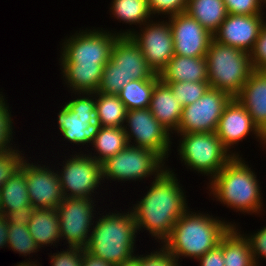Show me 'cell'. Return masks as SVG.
I'll return each mask as SVG.
<instances>
[{
  "instance_id": "52a82bcc",
  "label": "cell",
  "mask_w": 266,
  "mask_h": 266,
  "mask_svg": "<svg viewBox=\"0 0 266 266\" xmlns=\"http://www.w3.org/2000/svg\"><path fill=\"white\" fill-rule=\"evenodd\" d=\"M155 75L133 39L130 36H118L112 48L111 58L103 69L98 92L118 94L130 81L151 79Z\"/></svg>"
},
{
  "instance_id": "cb8c5ba5",
  "label": "cell",
  "mask_w": 266,
  "mask_h": 266,
  "mask_svg": "<svg viewBox=\"0 0 266 266\" xmlns=\"http://www.w3.org/2000/svg\"><path fill=\"white\" fill-rule=\"evenodd\" d=\"M2 214L17 211L24 205H31L25 177V160L18 171L0 188Z\"/></svg>"
},
{
  "instance_id": "7c38bea8",
  "label": "cell",
  "mask_w": 266,
  "mask_h": 266,
  "mask_svg": "<svg viewBox=\"0 0 266 266\" xmlns=\"http://www.w3.org/2000/svg\"><path fill=\"white\" fill-rule=\"evenodd\" d=\"M147 23L140 34L127 30L117 35L130 36L141 49L149 67L159 74L175 55L172 30L169 21Z\"/></svg>"
},
{
  "instance_id": "83f0119b",
  "label": "cell",
  "mask_w": 266,
  "mask_h": 266,
  "mask_svg": "<svg viewBox=\"0 0 266 266\" xmlns=\"http://www.w3.org/2000/svg\"><path fill=\"white\" fill-rule=\"evenodd\" d=\"M96 120L101 127H124L127 109L118 94L96 92Z\"/></svg>"
},
{
  "instance_id": "7402d4cb",
  "label": "cell",
  "mask_w": 266,
  "mask_h": 266,
  "mask_svg": "<svg viewBox=\"0 0 266 266\" xmlns=\"http://www.w3.org/2000/svg\"><path fill=\"white\" fill-rule=\"evenodd\" d=\"M182 108L170 86L160 80L155 85L150 101L152 115L171 133L178 129Z\"/></svg>"
},
{
  "instance_id": "7a4b0ae2",
  "label": "cell",
  "mask_w": 266,
  "mask_h": 266,
  "mask_svg": "<svg viewBox=\"0 0 266 266\" xmlns=\"http://www.w3.org/2000/svg\"><path fill=\"white\" fill-rule=\"evenodd\" d=\"M154 180L147 194L132 207V214L137 230L146 228L163 244L188 207L174 172L166 167Z\"/></svg>"
},
{
  "instance_id": "6da1fadb",
  "label": "cell",
  "mask_w": 266,
  "mask_h": 266,
  "mask_svg": "<svg viewBox=\"0 0 266 266\" xmlns=\"http://www.w3.org/2000/svg\"><path fill=\"white\" fill-rule=\"evenodd\" d=\"M116 33L101 29L82 30L66 39L62 47L61 66L66 84L78 95L98 91L103 69L111 58ZM82 93V94H81Z\"/></svg>"
},
{
  "instance_id": "484cf974",
  "label": "cell",
  "mask_w": 266,
  "mask_h": 266,
  "mask_svg": "<svg viewBox=\"0 0 266 266\" xmlns=\"http://www.w3.org/2000/svg\"><path fill=\"white\" fill-rule=\"evenodd\" d=\"M232 226L223 236L224 266H256L249 241Z\"/></svg>"
},
{
  "instance_id": "f6af8a7d",
  "label": "cell",
  "mask_w": 266,
  "mask_h": 266,
  "mask_svg": "<svg viewBox=\"0 0 266 266\" xmlns=\"http://www.w3.org/2000/svg\"><path fill=\"white\" fill-rule=\"evenodd\" d=\"M114 266H139V259L136 256H133L129 260L123 261Z\"/></svg>"
},
{
  "instance_id": "e575fe53",
  "label": "cell",
  "mask_w": 266,
  "mask_h": 266,
  "mask_svg": "<svg viewBox=\"0 0 266 266\" xmlns=\"http://www.w3.org/2000/svg\"><path fill=\"white\" fill-rule=\"evenodd\" d=\"M228 14L256 15L263 14L262 3L264 0H223Z\"/></svg>"
},
{
  "instance_id": "5b68a950",
  "label": "cell",
  "mask_w": 266,
  "mask_h": 266,
  "mask_svg": "<svg viewBox=\"0 0 266 266\" xmlns=\"http://www.w3.org/2000/svg\"><path fill=\"white\" fill-rule=\"evenodd\" d=\"M85 250L112 266L129 260L134 255V243L137 233L132 211L103 215L95 221Z\"/></svg>"
},
{
  "instance_id": "603a6c76",
  "label": "cell",
  "mask_w": 266,
  "mask_h": 266,
  "mask_svg": "<svg viewBox=\"0 0 266 266\" xmlns=\"http://www.w3.org/2000/svg\"><path fill=\"white\" fill-rule=\"evenodd\" d=\"M28 230L39 248L56 243L61 238L59 216L56 209L35 208Z\"/></svg>"
},
{
  "instance_id": "c3c4849f",
  "label": "cell",
  "mask_w": 266,
  "mask_h": 266,
  "mask_svg": "<svg viewBox=\"0 0 266 266\" xmlns=\"http://www.w3.org/2000/svg\"><path fill=\"white\" fill-rule=\"evenodd\" d=\"M0 214H2V209H1V202H0Z\"/></svg>"
},
{
  "instance_id": "ee69618b",
  "label": "cell",
  "mask_w": 266,
  "mask_h": 266,
  "mask_svg": "<svg viewBox=\"0 0 266 266\" xmlns=\"http://www.w3.org/2000/svg\"><path fill=\"white\" fill-rule=\"evenodd\" d=\"M8 221L5 214H0V248L8 246Z\"/></svg>"
},
{
  "instance_id": "7bdbcfd3",
  "label": "cell",
  "mask_w": 266,
  "mask_h": 266,
  "mask_svg": "<svg viewBox=\"0 0 266 266\" xmlns=\"http://www.w3.org/2000/svg\"><path fill=\"white\" fill-rule=\"evenodd\" d=\"M82 266H112L109 262L96 257L82 248Z\"/></svg>"
},
{
  "instance_id": "8fae6325",
  "label": "cell",
  "mask_w": 266,
  "mask_h": 266,
  "mask_svg": "<svg viewBox=\"0 0 266 266\" xmlns=\"http://www.w3.org/2000/svg\"><path fill=\"white\" fill-rule=\"evenodd\" d=\"M231 98L225 91L209 87L201 98L182 108L177 134L215 132Z\"/></svg>"
},
{
  "instance_id": "e0dca14e",
  "label": "cell",
  "mask_w": 266,
  "mask_h": 266,
  "mask_svg": "<svg viewBox=\"0 0 266 266\" xmlns=\"http://www.w3.org/2000/svg\"><path fill=\"white\" fill-rule=\"evenodd\" d=\"M264 24L263 14H228L213 34V39L250 53Z\"/></svg>"
},
{
  "instance_id": "836d02e7",
  "label": "cell",
  "mask_w": 266,
  "mask_h": 266,
  "mask_svg": "<svg viewBox=\"0 0 266 266\" xmlns=\"http://www.w3.org/2000/svg\"><path fill=\"white\" fill-rule=\"evenodd\" d=\"M20 154L21 152L17 149H13L6 153H0V188L20 169L25 158Z\"/></svg>"
},
{
  "instance_id": "1f68e13d",
  "label": "cell",
  "mask_w": 266,
  "mask_h": 266,
  "mask_svg": "<svg viewBox=\"0 0 266 266\" xmlns=\"http://www.w3.org/2000/svg\"><path fill=\"white\" fill-rule=\"evenodd\" d=\"M8 247L19 254L30 255L38 251L39 247L32 238L27 225L19 226L15 224L8 225Z\"/></svg>"
},
{
  "instance_id": "44dd1931",
  "label": "cell",
  "mask_w": 266,
  "mask_h": 266,
  "mask_svg": "<svg viewBox=\"0 0 266 266\" xmlns=\"http://www.w3.org/2000/svg\"><path fill=\"white\" fill-rule=\"evenodd\" d=\"M159 77L162 82H208L206 56L174 55L159 73Z\"/></svg>"
},
{
  "instance_id": "bcb514c9",
  "label": "cell",
  "mask_w": 266,
  "mask_h": 266,
  "mask_svg": "<svg viewBox=\"0 0 266 266\" xmlns=\"http://www.w3.org/2000/svg\"><path fill=\"white\" fill-rule=\"evenodd\" d=\"M16 266H37V264H35L34 262H30V261H28V262L24 261V263L22 262V263H20V264H18Z\"/></svg>"
},
{
  "instance_id": "4fadbf2b",
  "label": "cell",
  "mask_w": 266,
  "mask_h": 266,
  "mask_svg": "<svg viewBox=\"0 0 266 266\" xmlns=\"http://www.w3.org/2000/svg\"><path fill=\"white\" fill-rule=\"evenodd\" d=\"M93 204L92 198L64 197L57 206L61 238L68 241V247H87L94 218Z\"/></svg>"
},
{
  "instance_id": "ba28073f",
  "label": "cell",
  "mask_w": 266,
  "mask_h": 266,
  "mask_svg": "<svg viewBox=\"0 0 266 266\" xmlns=\"http://www.w3.org/2000/svg\"><path fill=\"white\" fill-rule=\"evenodd\" d=\"M181 160L187 167L213 178L237 153L228 152L215 132L180 134ZM231 153V154H230Z\"/></svg>"
},
{
  "instance_id": "9a60e30c",
  "label": "cell",
  "mask_w": 266,
  "mask_h": 266,
  "mask_svg": "<svg viewBox=\"0 0 266 266\" xmlns=\"http://www.w3.org/2000/svg\"><path fill=\"white\" fill-rule=\"evenodd\" d=\"M64 165L63 171L58 174L63 196L92 198L91 193H95L94 189L102 180L101 163L95 161L91 154H79L70 157Z\"/></svg>"
},
{
  "instance_id": "4dcf8cb0",
  "label": "cell",
  "mask_w": 266,
  "mask_h": 266,
  "mask_svg": "<svg viewBox=\"0 0 266 266\" xmlns=\"http://www.w3.org/2000/svg\"><path fill=\"white\" fill-rule=\"evenodd\" d=\"M172 89L174 96L185 107L197 101L208 90L209 82H163Z\"/></svg>"
},
{
  "instance_id": "ab89813d",
  "label": "cell",
  "mask_w": 266,
  "mask_h": 266,
  "mask_svg": "<svg viewBox=\"0 0 266 266\" xmlns=\"http://www.w3.org/2000/svg\"><path fill=\"white\" fill-rule=\"evenodd\" d=\"M245 237L249 241L254 263L258 266L257 259L260 256L266 258V226L257 231L254 235Z\"/></svg>"
},
{
  "instance_id": "7dc6e473",
  "label": "cell",
  "mask_w": 266,
  "mask_h": 266,
  "mask_svg": "<svg viewBox=\"0 0 266 266\" xmlns=\"http://www.w3.org/2000/svg\"><path fill=\"white\" fill-rule=\"evenodd\" d=\"M263 134H264V140L266 142V131Z\"/></svg>"
},
{
  "instance_id": "b9f144b4",
  "label": "cell",
  "mask_w": 266,
  "mask_h": 266,
  "mask_svg": "<svg viewBox=\"0 0 266 266\" xmlns=\"http://www.w3.org/2000/svg\"><path fill=\"white\" fill-rule=\"evenodd\" d=\"M197 260L200 261V266H224L223 237L216 247L210 249Z\"/></svg>"
},
{
  "instance_id": "4316f807",
  "label": "cell",
  "mask_w": 266,
  "mask_h": 266,
  "mask_svg": "<svg viewBox=\"0 0 266 266\" xmlns=\"http://www.w3.org/2000/svg\"><path fill=\"white\" fill-rule=\"evenodd\" d=\"M159 81V74L151 79L132 80L118 92L119 99L127 111L149 108L153 90Z\"/></svg>"
},
{
  "instance_id": "5bb4252c",
  "label": "cell",
  "mask_w": 266,
  "mask_h": 266,
  "mask_svg": "<svg viewBox=\"0 0 266 266\" xmlns=\"http://www.w3.org/2000/svg\"><path fill=\"white\" fill-rule=\"evenodd\" d=\"M127 126L123 127L128 145L151 149L159 154L164 160L168 157L170 150V133L150 112L146 109H132L126 112ZM129 131H128V130ZM131 131V132H130ZM134 137L136 144L132 145L131 139ZM167 155V156H166Z\"/></svg>"
},
{
  "instance_id": "f35d334b",
  "label": "cell",
  "mask_w": 266,
  "mask_h": 266,
  "mask_svg": "<svg viewBox=\"0 0 266 266\" xmlns=\"http://www.w3.org/2000/svg\"><path fill=\"white\" fill-rule=\"evenodd\" d=\"M52 266H82V248L69 247L51 256Z\"/></svg>"
},
{
  "instance_id": "277c9868",
  "label": "cell",
  "mask_w": 266,
  "mask_h": 266,
  "mask_svg": "<svg viewBox=\"0 0 266 266\" xmlns=\"http://www.w3.org/2000/svg\"><path fill=\"white\" fill-rule=\"evenodd\" d=\"M254 171L239 156H234L210 180L211 194L221 203L237 211L260 213L262 199Z\"/></svg>"
},
{
  "instance_id": "ac0fdd59",
  "label": "cell",
  "mask_w": 266,
  "mask_h": 266,
  "mask_svg": "<svg viewBox=\"0 0 266 266\" xmlns=\"http://www.w3.org/2000/svg\"><path fill=\"white\" fill-rule=\"evenodd\" d=\"M25 160V177L30 204L34 208L56 209L64 196L57 173Z\"/></svg>"
},
{
  "instance_id": "ffe728a7",
  "label": "cell",
  "mask_w": 266,
  "mask_h": 266,
  "mask_svg": "<svg viewBox=\"0 0 266 266\" xmlns=\"http://www.w3.org/2000/svg\"><path fill=\"white\" fill-rule=\"evenodd\" d=\"M236 99L244 106L254 124L266 131V71L253 70Z\"/></svg>"
},
{
  "instance_id": "d6a6232c",
  "label": "cell",
  "mask_w": 266,
  "mask_h": 266,
  "mask_svg": "<svg viewBox=\"0 0 266 266\" xmlns=\"http://www.w3.org/2000/svg\"><path fill=\"white\" fill-rule=\"evenodd\" d=\"M8 107L9 106L5 103L2 94H0V153H6L13 150L12 146H10L11 144H9L13 137V122Z\"/></svg>"
},
{
  "instance_id": "8d00e7d4",
  "label": "cell",
  "mask_w": 266,
  "mask_h": 266,
  "mask_svg": "<svg viewBox=\"0 0 266 266\" xmlns=\"http://www.w3.org/2000/svg\"><path fill=\"white\" fill-rule=\"evenodd\" d=\"M160 249L144 257L136 255L139 259V266H179L178 260L164 246Z\"/></svg>"
},
{
  "instance_id": "f546056e",
  "label": "cell",
  "mask_w": 266,
  "mask_h": 266,
  "mask_svg": "<svg viewBox=\"0 0 266 266\" xmlns=\"http://www.w3.org/2000/svg\"><path fill=\"white\" fill-rule=\"evenodd\" d=\"M110 9L119 21L130 25H144L151 17L147 0H113Z\"/></svg>"
},
{
  "instance_id": "d4e9b609",
  "label": "cell",
  "mask_w": 266,
  "mask_h": 266,
  "mask_svg": "<svg viewBox=\"0 0 266 266\" xmlns=\"http://www.w3.org/2000/svg\"><path fill=\"white\" fill-rule=\"evenodd\" d=\"M186 12L214 34L228 15L223 0H188Z\"/></svg>"
},
{
  "instance_id": "f1b7e54d",
  "label": "cell",
  "mask_w": 266,
  "mask_h": 266,
  "mask_svg": "<svg viewBox=\"0 0 266 266\" xmlns=\"http://www.w3.org/2000/svg\"><path fill=\"white\" fill-rule=\"evenodd\" d=\"M92 145L99 154L92 158L102 163L128 146V142L123 127H100Z\"/></svg>"
},
{
  "instance_id": "d590c367",
  "label": "cell",
  "mask_w": 266,
  "mask_h": 266,
  "mask_svg": "<svg viewBox=\"0 0 266 266\" xmlns=\"http://www.w3.org/2000/svg\"><path fill=\"white\" fill-rule=\"evenodd\" d=\"M188 0H147L151 15L160 13L169 17L186 11Z\"/></svg>"
},
{
  "instance_id": "74e56055",
  "label": "cell",
  "mask_w": 266,
  "mask_h": 266,
  "mask_svg": "<svg viewBox=\"0 0 266 266\" xmlns=\"http://www.w3.org/2000/svg\"><path fill=\"white\" fill-rule=\"evenodd\" d=\"M252 66L255 70L266 71V23L263 25L250 52Z\"/></svg>"
},
{
  "instance_id": "3957f363",
  "label": "cell",
  "mask_w": 266,
  "mask_h": 266,
  "mask_svg": "<svg viewBox=\"0 0 266 266\" xmlns=\"http://www.w3.org/2000/svg\"><path fill=\"white\" fill-rule=\"evenodd\" d=\"M232 226L235 225L208 214L190 213L188 209L176 221L163 246L177 260L182 256L198 259L216 247Z\"/></svg>"
},
{
  "instance_id": "30bf717a",
  "label": "cell",
  "mask_w": 266,
  "mask_h": 266,
  "mask_svg": "<svg viewBox=\"0 0 266 266\" xmlns=\"http://www.w3.org/2000/svg\"><path fill=\"white\" fill-rule=\"evenodd\" d=\"M83 95L88 96H80L65 103L57 119L64 139L78 145L92 143L101 127L96 120V93H83Z\"/></svg>"
},
{
  "instance_id": "9c48e42d",
  "label": "cell",
  "mask_w": 266,
  "mask_h": 266,
  "mask_svg": "<svg viewBox=\"0 0 266 266\" xmlns=\"http://www.w3.org/2000/svg\"><path fill=\"white\" fill-rule=\"evenodd\" d=\"M164 164V159L155 151L128 145L101 163L102 180L105 177L118 181H136L154 174L159 176L166 169Z\"/></svg>"
},
{
  "instance_id": "60d3db41",
  "label": "cell",
  "mask_w": 266,
  "mask_h": 266,
  "mask_svg": "<svg viewBox=\"0 0 266 266\" xmlns=\"http://www.w3.org/2000/svg\"><path fill=\"white\" fill-rule=\"evenodd\" d=\"M35 208L32 205H24L17 211H8L5 215L8 224L25 226L31 220Z\"/></svg>"
},
{
  "instance_id": "8992f818",
  "label": "cell",
  "mask_w": 266,
  "mask_h": 266,
  "mask_svg": "<svg viewBox=\"0 0 266 266\" xmlns=\"http://www.w3.org/2000/svg\"><path fill=\"white\" fill-rule=\"evenodd\" d=\"M211 88L236 97L254 70L250 53L212 39L206 53Z\"/></svg>"
},
{
  "instance_id": "2e32d148",
  "label": "cell",
  "mask_w": 266,
  "mask_h": 266,
  "mask_svg": "<svg viewBox=\"0 0 266 266\" xmlns=\"http://www.w3.org/2000/svg\"><path fill=\"white\" fill-rule=\"evenodd\" d=\"M169 24L172 30L175 55L204 57L213 39V34L206 30L186 11L171 16Z\"/></svg>"
},
{
  "instance_id": "d6986e66",
  "label": "cell",
  "mask_w": 266,
  "mask_h": 266,
  "mask_svg": "<svg viewBox=\"0 0 266 266\" xmlns=\"http://www.w3.org/2000/svg\"><path fill=\"white\" fill-rule=\"evenodd\" d=\"M250 132H254L253 134L261 140L260 142L266 145L264 134L254 124L247 110L236 97H232L226 104L219 119L215 131L216 135L221 140L223 146L230 151L229 149L233 147L232 145L245 139Z\"/></svg>"
}]
</instances>
